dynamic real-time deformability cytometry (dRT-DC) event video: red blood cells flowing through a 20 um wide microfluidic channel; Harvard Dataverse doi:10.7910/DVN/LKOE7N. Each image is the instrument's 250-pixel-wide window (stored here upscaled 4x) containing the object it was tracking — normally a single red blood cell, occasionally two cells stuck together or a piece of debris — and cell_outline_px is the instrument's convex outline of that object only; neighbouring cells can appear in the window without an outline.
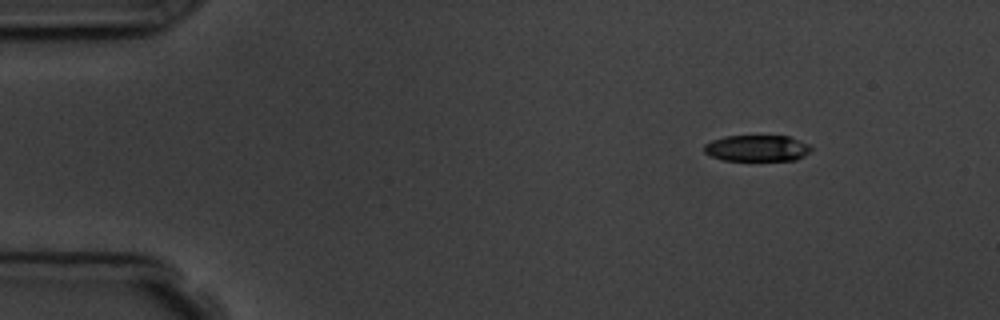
{"species": "common noctule bat (a hibernating species)", "species_latin": "Nyctalus noctula", "temperature_condition": "room temperature", "stored_images_in_passage": 9, "camera_frame_rate_fps": 3000, "um_per_image_px": 0.085, "animal": {"sex": "male", "body_mass_g": 19.5, "forearm_length_mm": 54.6}, "frame": {"image": 1, "passage_image": 1, "time_ms": 0.0, "image_size_px": [1000, 320], "cell_outline_px": [[812, 148], [804, 156], [796, 160], [724, 160], [712, 156], [704, 152], [704, 144], [712, 140], [724, 136], [788, 136], [808, 144]], "centroid_in_image_um": [64.33, 12.59], "position_along_channel_um": 20.7, "area_um2": 16.24}}
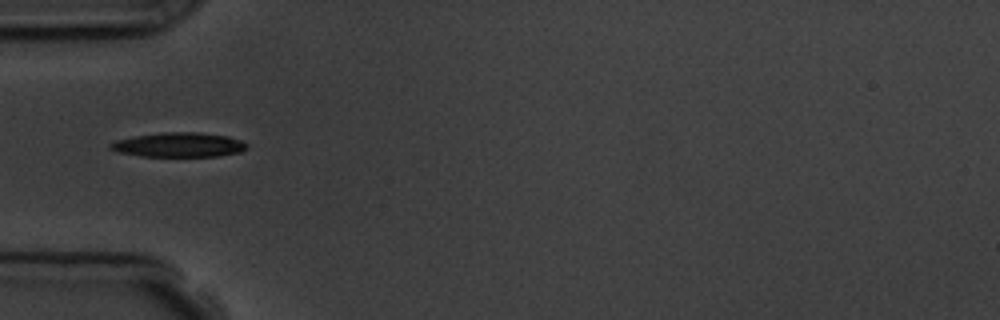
{"frame": {"image": 2, "passage_image": 4, "time_ms": 3.667, "image_size_px": [1000, 320], "cell_outline_px": [[248, 148], [240, 152], [220, 156], [140, 156], [120, 152], [108, 148], [108, 144], [116, 140], [136, 136], [160, 132], [200, 132], [228, 136], [240, 140], [248, 144]], "centroid_in_image_um": [15.22, 12.3], "position_along_channel_um": 69.8, "area_um2": 19.54}}
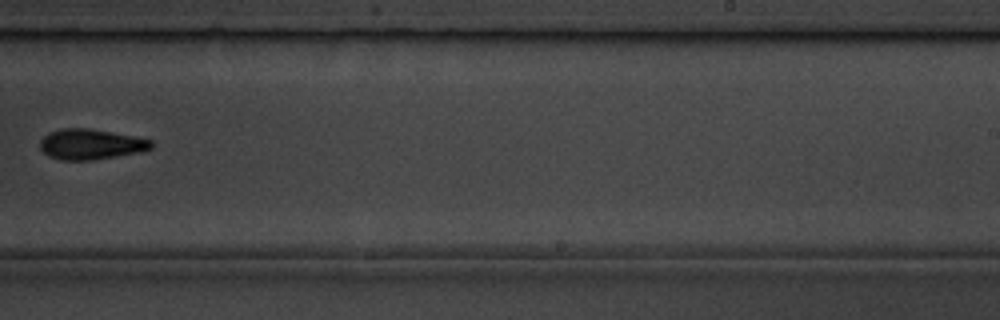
{"frame": {"image": 3, "passage_image": 9, "time_ms": 9.333, "image_size_px": [1000, 320], "cell_outline_px": [[152, 148], [140, 152], [92, 160], [60, 160], [48, 156], [40, 148], [40, 140], [48, 132], [60, 128], [92, 128], [152, 140]], "centroid_in_image_um": [7.68, 12.25], "position_along_channel_um": 281.3, "area_um2": 19.77}}